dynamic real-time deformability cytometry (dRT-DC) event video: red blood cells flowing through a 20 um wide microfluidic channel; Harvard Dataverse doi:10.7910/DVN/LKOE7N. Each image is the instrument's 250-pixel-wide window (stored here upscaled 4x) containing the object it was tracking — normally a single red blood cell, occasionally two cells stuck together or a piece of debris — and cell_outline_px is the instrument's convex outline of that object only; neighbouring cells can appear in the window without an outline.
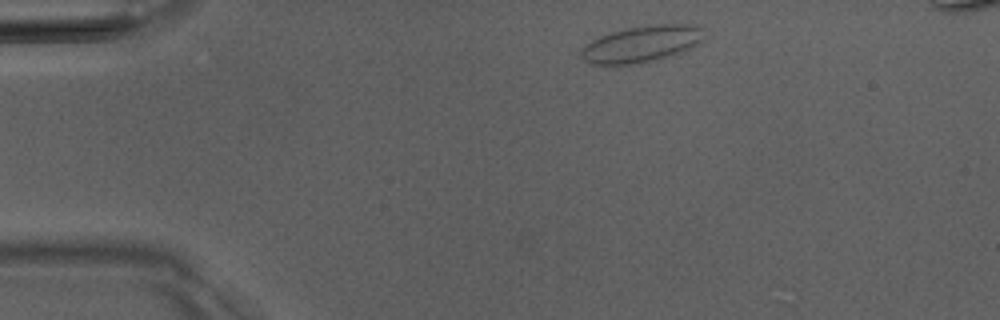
{"species": "Egyptian fruit bat (a non-hibernating species)", "species_latin": "Rousettus aegyptiacus", "temperature_condition": "room temperature", "stored_images_in_passage": 7, "camera_frame_rate_fps": 3000, "um_per_image_px": 0.085, "animal": {"sex": "male"}, "frame": {"image": 1, "passage_image": 1, "time_ms": 0.0, "image_size_px": [1000, 320], "cell_outline_px": [[700, 40], [692, 48], [684, 52], [660, 60], [636, 64], [592, 64], [584, 60], [580, 56], [580, 48], [584, 44], [600, 36], [612, 32], [628, 28], [648, 24], [696, 24], [700, 28]], "centroid_in_image_um": [54.5, 3.75], "position_along_channel_um": 30.5, "area_um2": 26.3}}
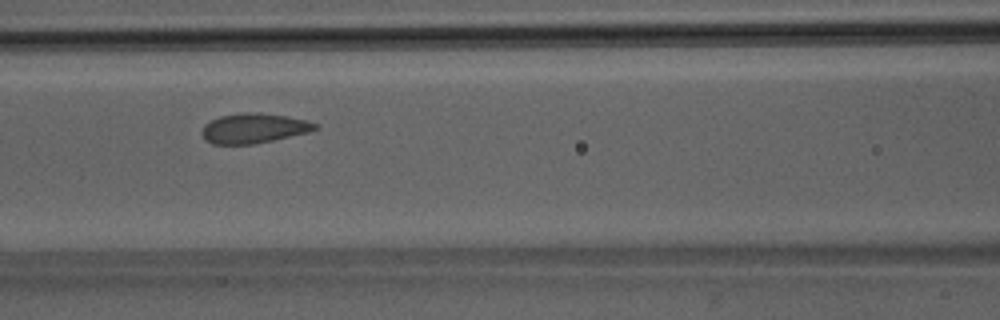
{"frame": {"image": 2, "passage_image": 5, "time_ms": 4.333, "image_size_px": [1000, 320], "cell_outline_px": [[320, 128], [308, 132], [272, 140], [252, 144], [212, 144], [204, 140], [200, 132], [204, 124], [220, 116], [244, 112], [256, 112], [288, 116], [308, 120], [316, 124]], "centroid_in_image_um": [21.55, 10.9], "position_along_channel_um": 145.1, "area_um2": 19.77}}